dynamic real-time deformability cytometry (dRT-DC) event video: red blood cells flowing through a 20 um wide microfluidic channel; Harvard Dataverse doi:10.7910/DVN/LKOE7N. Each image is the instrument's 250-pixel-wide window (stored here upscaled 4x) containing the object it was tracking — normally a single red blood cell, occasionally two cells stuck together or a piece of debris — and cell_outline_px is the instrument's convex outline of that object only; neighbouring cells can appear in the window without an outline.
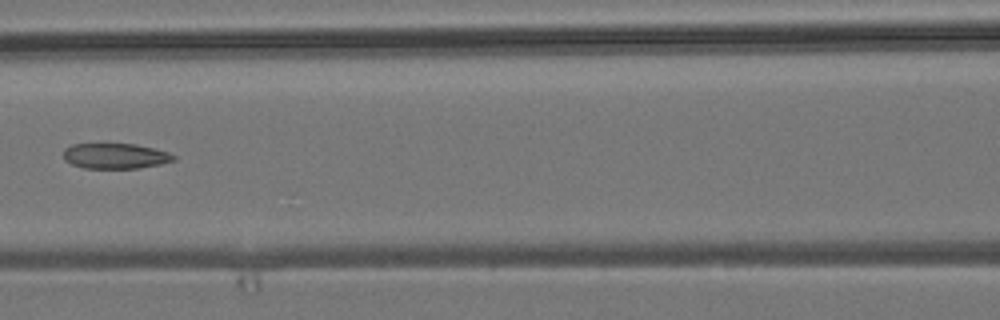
{"species": "common noctule bat (a hibernating species)", "species_latin": "Nyctalus noctula", "temperature_condition": "room temperature", "stored_images_in_passage": 7, "camera_frame_rate_fps": 3000, "um_per_image_px": 0.085, "animal": {"sex": "male", "body_mass_g": 19.2, "forearm_length_mm": 51.8}, "frame": {"image": 1, "passage_image": 7, "time_ms": 7.0, "image_size_px": [1000, 320], "cell_outline_px": [[176, 160], [160, 164], [136, 168], [84, 168], [72, 164], [64, 160], [64, 148], [72, 144], [104, 140], [136, 144], [168, 152], [176, 156]], "centroid_in_image_um": [9.74, 13.19], "position_along_channel_um": 156.9, "area_um2": 17.17}}